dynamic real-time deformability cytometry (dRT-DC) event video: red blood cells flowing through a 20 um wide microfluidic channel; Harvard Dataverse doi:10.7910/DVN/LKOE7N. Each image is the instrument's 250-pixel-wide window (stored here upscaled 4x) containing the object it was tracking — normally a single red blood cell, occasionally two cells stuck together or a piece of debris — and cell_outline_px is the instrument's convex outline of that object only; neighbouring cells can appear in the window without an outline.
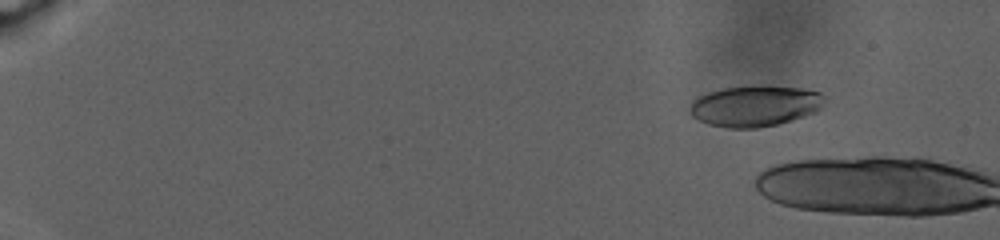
{"species": "human", "species_latin": "Homo sapiens", "temperature_condition": "warm", "stored_images_in_passage": 19, "camera_frame_rate_fps": 3000, "um_per_image_px": 0.085, "donor": {"sex": "male"}, "frame": {"image": 1, "passage_image": 13, "time_ms": 4.333, "image_size_px": [1000, 240], "cell_outline_px": [[824, 96], [820, 108], [816, 112], [804, 116], [776, 124], [756, 128], [728, 128], [708, 124], [692, 116], [688, 108], [692, 100], [708, 92], [724, 88], [800, 88], [820, 92]], "centroid_in_image_um": [64.12, 9.04], "position_along_channel_um": 20.9, "area_um2": 31.15}}